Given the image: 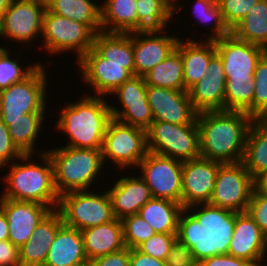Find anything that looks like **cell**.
<instances>
[{
  "instance_id": "6da1fadb",
  "label": "cell",
  "mask_w": 267,
  "mask_h": 266,
  "mask_svg": "<svg viewBox=\"0 0 267 266\" xmlns=\"http://www.w3.org/2000/svg\"><path fill=\"white\" fill-rule=\"evenodd\" d=\"M235 214L209 203L184 208L178 219L177 240L185 244L199 262L227 254L234 232Z\"/></svg>"
},
{
  "instance_id": "7a4b0ae2",
  "label": "cell",
  "mask_w": 267,
  "mask_h": 266,
  "mask_svg": "<svg viewBox=\"0 0 267 266\" xmlns=\"http://www.w3.org/2000/svg\"><path fill=\"white\" fill-rule=\"evenodd\" d=\"M253 118L243 111H204L197 115L200 157L221 163L241 162Z\"/></svg>"
},
{
  "instance_id": "3957f363",
  "label": "cell",
  "mask_w": 267,
  "mask_h": 266,
  "mask_svg": "<svg viewBox=\"0 0 267 266\" xmlns=\"http://www.w3.org/2000/svg\"><path fill=\"white\" fill-rule=\"evenodd\" d=\"M37 152L38 162L41 159L42 164L32 160L36 158V153H27L22 154L17 161L10 163L11 165L7 164L0 169L9 166V172L2 180L6 186L0 198L34 202L55 210L60 196L54 185L53 165L46 150Z\"/></svg>"
},
{
  "instance_id": "277c9868",
  "label": "cell",
  "mask_w": 267,
  "mask_h": 266,
  "mask_svg": "<svg viewBox=\"0 0 267 266\" xmlns=\"http://www.w3.org/2000/svg\"><path fill=\"white\" fill-rule=\"evenodd\" d=\"M82 99L69 102L59 112L54 126L67 136L65 146L102 150L103 139L112 119L109 98L83 94ZM107 99V100H106Z\"/></svg>"
},
{
  "instance_id": "5b68a950",
  "label": "cell",
  "mask_w": 267,
  "mask_h": 266,
  "mask_svg": "<svg viewBox=\"0 0 267 266\" xmlns=\"http://www.w3.org/2000/svg\"><path fill=\"white\" fill-rule=\"evenodd\" d=\"M53 165L54 185L59 196L93 189L105 163L102 150L68 146L46 149ZM92 187V188H90Z\"/></svg>"
},
{
  "instance_id": "8992f818",
  "label": "cell",
  "mask_w": 267,
  "mask_h": 266,
  "mask_svg": "<svg viewBox=\"0 0 267 266\" xmlns=\"http://www.w3.org/2000/svg\"><path fill=\"white\" fill-rule=\"evenodd\" d=\"M43 63L24 80L0 90V119L8 127L9 120H17L28 113H46L47 79L49 72Z\"/></svg>"
},
{
  "instance_id": "52a82bcc",
  "label": "cell",
  "mask_w": 267,
  "mask_h": 266,
  "mask_svg": "<svg viewBox=\"0 0 267 266\" xmlns=\"http://www.w3.org/2000/svg\"><path fill=\"white\" fill-rule=\"evenodd\" d=\"M72 191L59 197L57 210L63 224L78 230L102 225L115 219L107 190Z\"/></svg>"
},
{
  "instance_id": "ba28073f",
  "label": "cell",
  "mask_w": 267,
  "mask_h": 266,
  "mask_svg": "<svg viewBox=\"0 0 267 266\" xmlns=\"http://www.w3.org/2000/svg\"><path fill=\"white\" fill-rule=\"evenodd\" d=\"M42 47L49 53L57 55L75 51L78 62L91 48L95 33L86 25L56 13L44 11Z\"/></svg>"
},
{
  "instance_id": "9c48e42d",
  "label": "cell",
  "mask_w": 267,
  "mask_h": 266,
  "mask_svg": "<svg viewBox=\"0 0 267 266\" xmlns=\"http://www.w3.org/2000/svg\"><path fill=\"white\" fill-rule=\"evenodd\" d=\"M146 132L149 152L181 162L200 157L197 121L194 124L186 125L153 121Z\"/></svg>"
},
{
  "instance_id": "30bf717a",
  "label": "cell",
  "mask_w": 267,
  "mask_h": 266,
  "mask_svg": "<svg viewBox=\"0 0 267 266\" xmlns=\"http://www.w3.org/2000/svg\"><path fill=\"white\" fill-rule=\"evenodd\" d=\"M148 152L145 129L124 124L113 118L109 121L102 146L105 165L108 162L106 160L110 159V163L113 162L114 167H117L116 170H135Z\"/></svg>"
},
{
  "instance_id": "8fae6325",
  "label": "cell",
  "mask_w": 267,
  "mask_h": 266,
  "mask_svg": "<svg viewBox=\"0 0 267 266\" xmlns=\"http://www.w3.org/2000/svg\"><path fill=\"white\" fill-rule=\"evenodd\" d=\"M253 189L254 179L242 161L221 163L209 204L236 213L246 212Z\"/></svg>"
},
{
  "instance_id": "7c38bea8",
  "label": "cell",
  "mask_w": 267,
  "mask_h": 266,
  "mask_svg": "<svg viewBox=\"0 0 267 266\" xmlns=\"http://www.w3.org/2000/svg\"><path fill=\"white\" fill-rule=\"evenodd\" d=\"M45 9V0H12L0 21V37L25 44L27 49L41 38Z\"/></svg>"
},
{
  "instance_id": "4fadbf2b",
  "label": "cell",
  "mask_w": 267,
  "mask_h": 266,
  "mask_svg": "<svg viewBox=\"0 0 267 266\" xmlns=\"http://www.w3.org/2000/svg\"><path fill=\"white\" fill-rule=\"evenodd\" d=\"M75 63L79 67L81 81L92 87L93 96H110L120 85L135 76L134 63L109 62L93 48Z\"/></svg>"
},
{
  "instance_id": "5bb4252c",
  "label": "cell",
  "mask_w": 267,
  "mask_h": 266,
  "mask_svg": "<svg viewBox=\"0 0 267 266\" xmlns=\"http://www.w3.org/2000/svg\"><path fill=\"white\" fill-rule=\"evenodd\" d=\"M182 166L179 160L148 152L136 170L153 197L181 203Z\"/></svg>"
},
{
  "instance_id": "9a60e30c",
  "label": "cell",
  "mask_w": 267,
  "mask_h": 266,
  "mask_svg": "<svg viewBox=\"0 0 267 266\" xmlns=\"http://www.w3.org/2000/svg\"><path fill=\"white\" fill-rule=\"evenodd\" d=\"M226 83H245L253 79L256 65L267 52L263 47L236 38L232 33L214 40Z\"/></svg>"
},
{
  "instance_id": "2e32d148",
  "label": "cell",
  "mask_w": 267,
  "mask_h": 266,
  "mask_svg": "<svg viewBox=\"0 0 267 266\" xmlns=\"http://www.w3.org/2000/svg\"><path fill=\"white\" fill-rule=\"evenodd\" d=\"M146 88L144 77L133 76L113 91L110 96L115 95L118 98L117 104L121 108L109 104L112 118L147 130L154 118L147 101Z\"/></svg>"
},
{
  "instance_id": "e0dca14e",
  "label": "cell",
  "mask_w": 267,
  "mask_h": 266,
  "mask_svg": "<svg viewBox=\"0 0 267 266\" xmlns=\"http://www.w3.org/2000/svg\"><path fill=\"white\" fill-rule=\"evenodd\" d=\"M146 96L154 121L177 125L194 124L198 112L194 109L188 91L147 85Z\"/></svg>"
},
{
  "instance_id": "ac0fdd59",
  "label": "cell",
  "mask_w": 267,
  "mask_h": 266,
  "mask_svg": "<svg viewBox=\"0 0 267 266\" xmlns=\"http://www.w3.org/2000/svg\"><path fill=\"white\" fill-rule=\"evenodd\" d=\"M221 162L203 157L183 162L181 205L209 203Z\"/></svg>"
},
{
  "instance_id": "d6986e66",
  "label": "cell",
  "mask_w": 267,
  "mask_h": 266,
  "mask_svg": "<svg viewBox=\"0 0 267 266\" xmlns=\"http://www.w3.org/2000/svg\"><path fill=\"white\" fill-rule=\"evenodd\" d=\"M0 209L8 221V240L18 248L29 240L40 221L51 211L43 204L7 198H0Z\"/></svg>"
},
{
  "instance_id": "ffe728a7",
  "label": "cell",
  "mask_w": 267,
  "mask_h": 266,
  "mask_svg": "<svg viewBox=\"0 0 267 266\" xmlns=\"http://www.w3.org/2000/svg\"><path fill=\"white\" fill-rule=\"evenodd\" d=\"M206 72V75L188 90L192 105L198 113L225 110L227 79L222 60L217 53L210 59Z\"/></svg>"
},
{
  "instance_id": "44dd1931",
  "label": "cell",
  "mask_w": 267,
  "mask_h": 266,
  "mask_svg": "<svg viewBox=\"0 0 267 266\" xmlns=\"http://www.w3.org/2000/svg\"><path fill=\"white\" fill-rule=\"evenodd\" d=\"M164 33H133L135 76L144 77L176 49L181 37Z\"/></svg>"
},
{
  "instance_id": "7402d4cb",
  "label": "cell",
  "mask_w": 267,
  "mask_h": 266,
  "mask_svg": "<svg viewBox=\"0 0 267 266\" xmlns=\"http://www.w3.org/2000/svg\"><path fill=\"white\" fill-rule=\"evenodd\" d=\"M266 235L247 212L235 214V224L228 253L260 266L263 259Z\"/></svg>"
},
{
  "instance_id": "603a6c76",
  "label": "cell",
  "mask_w": 267,
  "mask_h": 266,
  "mask_svg": "<svg viewBox=\"0 0 267 266\" xmlns=\"http://www.w3.org/2000/svg\"><path fill=\"white\" fill-rule=\"evenodd\" d=\"M137 175V176H136ZM120 177L111 187L107 186L114 217L138 214L141 207L153 196L145 181L138 175ZM110 188V189H109Z\"/></svg>"
},
{
  "instance_id": "cb8c5ba5",
  "label": "cell",
  "mask_w": 267,
  "mask_h": 266,
  "mask_svg": "<svg viewBox=\"0 0 267 266\" xmlns=\"http://www.w3.org/2000/svg\"><path fill=\"white\" fill-rule=\"evenodd\" d=\"M63 225L60 212L51 210L37 225L29 240L19 248L20 266H44L50 246Z\"/></svg>"
},
{
  "instance_id": "d4e9b609",
  "label": "cell",
  "mask_w": 267,
  "mask_h": 266,
  "mask_svg": "<svg viewBox=\"0 0 267 266\" xmlns=\"http://www.w3.org/2000/svg\"><path fill=\"white\" fill-rule=\"evenodd\" d=\"M179 39L176 49L183 61L185 91L201 80L207 71L210 59L216 54L214 40Z\"/></svg>"
},
{
  "instance_id": "484cf974",
  "label": "cell",
  "mask_w": 267,
  "mask_h": 266,
  "mask_svg": "<svg viewBox=\"0 0 267 266\" xmlns=\"http://www.w3.org/2000/svg\"><path fill=\"white\" fill-rule=\"evenodd\" d=\"M84 251L89 261L122 250L124 242L122 220L81 230Z\"/></svg>"
},
{
  "instance_id": "4316f807",
  "label": "cell",
  "mask_w": 267,
  "mask_h": 266,
  "mask_svg": "<svg viewBox=\"0 0 267 266\" xmlns=\"http://www.w3.org/2000/svg\"><path fill=\"white\" fill-rule=\"evenodd\" d=\"M81 231L63 225L51 244L44 266H87Z\"/></svg>"
},
{
  "instance_id": "83f0119b",
  "label": "cell",
  "mask_w": 267,
  "mask_h": 266,
  "mask_svg": "<svg viewBox=\"0 0 267 266\" xmlns=\"http://www.w3.org/2000/svg\"><path fill=\"white\" fill-rule=\"evenodd\" d=\"M99 3L102 32L131 33L137 27L136 0H105Z\"/></svg>"
},
{
  "instance_id": "f1b7e54d",
  "label": "cell",
  "mask_w": 267,
  "mask_h": 266,
  "mask_svg": "<svg viewBox=\"0 0 267 266\" xmlns=\"http://www.w3.org/2000/svg\"><path fill=\"white\" fill-rule=\"evenodd\" d=\"M242 162L253 179L267 172V119L253 120Z\"/></svg>"
},
{
  "instance_id": "f546056e",
  "label": "cell",
  "mask_w": 267,
  "mask_h": 266,
  "mask_svg": "<svg viewBox=\"0 0 267 266\" xmlns=\"http://www.w3.org/2000/svg\"><path fill=\"white\" fill-rule=\"evenodd\" d=\"M183 209L181 203L152 197L138 214L156 233H177L178 219Z\"/></svg>"
},
{
  "instance_id": "4dcf8cb0",
  "label": "cell",
  "mask_w": 267,
  "mask_h": 266,
  "mask_svg": "<svg viewBox=\"0 0 267 266\" xmlns=\"http://www.w3.org/2000/svg\"><path fill=\"white\" fill-rule=\"evenodd\" d=\"M45 2L49 12L86 24L95 34L102 31L101 10L97 0L94 3L92 0H45Z\"/></svg>"
},
{
  "instance_id": "1f68e13d",
  "label": "cell",
  "mask_w": 267,
  "mask_h": 266,
  "mask_svg": "<svg viewBox=\"0 0 267 266\" xmlns=\"http://www.w3.org/2000/svg\"><path fill=\"white\" fill-rule=\"evenodd\" d=\"M138 15L135 34L168 33V25L174 19V12L162 0H136Z\"/></svg>"
},
{
  "instance_id": "d6a6232c",
  "label": "cell",
  "mask_w": 267,
  "mask_h": 266,
  "mask_svg": "<svg viewBox=\"0 0 267 266\" xmlns=\"http://www.w3.org/2000/svg\"><path fill=\"white\" fill-rule=\"evenodd\" d=\"M231 33L267 50V0H259L231 29Z\"/></svg>"
},
{
  "instance_id": "836d02e7",
  "label": "cell",
  "mask_w": 267,
  "mask_h": 266,
  "mask_svg": "<svg viewBox=\"0 0 267 266\" xmlns=\"http://www.w3.org/2000/svg\"><path fill=\"white\" fill-rule=\"evenodd\" d=\"M93 49L109 62L134 63L133 33L98 32Z\"/></svg>"
},
{
  "instance_id": "e575fe53",
  "label": "cell",
  "mask_w": 267,
  "mask_h": 266,
  "mask_svg": "<svg viewBox=\"0 0 267 266\" xmlns=\"http://www.w3.org/2000/svg\"><path fill=\"white\" fill-rule=\"evenodd\" d=\"M45 114L47 113H28L17 120H9V135L12 142L23 154H35L37 151L35 142H38V135L43 130V125L47 123L45 122Z\"/></svg>"
},
{
  "instance_id": "d590c367",
  "label": "cell",
  "mask_w": 267,
  "mask_h": 266,
  "mask_svg": "<svg viewBox=\"0 0 267 266\" xmlns=\"http://www.w3.org/2000/svg\"><path fill=\"white\" fill-rule=\"evenodd\" d=\"M146 85L185 90L183 76V61L180 52L175 49L162 62L153 67L144 76Z\"/></svg>"
},
{
  "instance_id": "8d00e7d4",
  "label": "cell",
  "mask_w": 267,
  "mask_h": 266,
  "mask_svg": "<svg viewBox=\"0 0 267 266\" xmlns=\"http://www.w3.org/2000/svg\"><path fill=\"white\" fill-rule=\"evenodd\" d=\"M193 1V7L191 11L193 12L194 20L200 22L201 24H212L209 26L211 34L204 36L205 40H216L231 34V29L227 26L224 21L222 12L216 0H195ZM214 22V23H213ZM214 27V28H213ZM213 31V32H212Z\"/></svg>"
},
{
  "instance_id": "74e56055",
  "label": "cell",
  "mask_w": 267,
  "mask_h": 266,
  "mask_svg": "<svg viewBox=\"0 0 267 266\" xmlns=\"http://www.w3.org/2000/svg\"><path fill=\"white\" fill-rule=\"evenodd\" d=\"M9 48L6 45L4 47L0 46V90L8 88L13 83L24 80L41 63L37 61V63H32L31 65L29 63L28 66L23 67V65H20L19 57H16L19 51H17L14 58H11L10 54H12V51Z\"/></svg>"
},
{
  "instance_id": "f35d334b",
  "label": "cell",
  "mask_w": 267,
  "mask_h": 266,
  "mask_svg": "<svg viewBox=\"0 0 267 266\" xmlns=\"http://www.w3.org/2000/svg\"><path fill=\"white\" fill-rule=\"evenodd\" d=\"M255 82L226 83L225 110L243 111L253 118Z\"/></svg>"
},
{
  "instance_id": "ab89813d",
  "label": "cell",
  "mask_w": 267,
  "mask_h": 266,
  "mask_svg": "<svg viewBox=\"0 0 267 266\" xmlns=\"http://www.w3.org/2000/svg\"><path fill=\"white\" fill-rule=\"evenodd\" d=\"M253 80V119H267V52L258 61Z\"/></svg>"
},
{
  "instance_id": "60d3db41",
  "label": "cell",
  "mask_w": 267,
  "mask_h": 266,
  "mask_svg": "<svg viewBox=\"0 0 267 266\" xmlns=\"http://www.w3.org/2000/svg\"><path fill=\"white\" fill-rule=\"evenodd\" d=\"M122 224L124 242L129 249H136L156 233L139 214L124 217Z\"/></svg>"
},
{
  "instance_id": "b9f144b4",
  "label": "cell",
  "mask_w": 267,
  "mask_h": 266,
  "mask_svg": "<svg viewBox=\"0 0 267 266\" xmlns=\"http://www.w3.org/2000/svg\"><path fill=\"white\" fill-rule=\"evenodd\" d=\"M177 233H155L148 240L140 244L137 249L153 258L165 261L173 244L177 240Z\"/></svg>"
},
{
  "instance_id": "7bdbcfd3",
  "label": "cell",
  "mask_w": 267,
  "mask_h": 266,
  "mask_svg": "<svg viewBox=\"0 0 267 266\" xmlns=\"http://www.w3.org/2000/svg\"><path fill=\"white\" fill-rule=\"evenodd\" d=\"M259 0H217L227 26L232 29Z\"/></svg>"
},
{
  "instance_id": "ee69618b",
  "label": "cell",
  "mask_w": 267,
  "mask_h": 266,
  "mask_svg": "<svg viewBox=\"0 0 267 266\" xmlns=\"http://www.w3.org/2000/svg\"><path fill=\"white\" fill-rule=\"evenodd\" d=\"M246 212L267 236V197L253 189Z\"/></svg>"
},
{
  "instance_id": "f6af8a7d",
  "label": "cell",
  "mask_w": 267,
  "mask_h": 266,
  "mask_svg": "<svg viewBox=\"0 0 267 266\" xmlns=\"http://www.w3.org/2000/svg\"><path fill=\"white\" fill-rule=\"evenodd\" d=\"M166 266H199L195 254L185 245L175 241L165 260Z\"/></svg>"
},
{
  "instance_id": "bcb514c9",
  "label": "cell",
  "mask_w": 267,
  "mask_h": 266,
  "mask_svg": "<svg viewBox=\"0 0 267 266\" xmlns=\"http://www.w3.org/2000/svg\"><path fill=\"white\" fill-rule=\"evenodd\" d=\"M22 154L12 142L8 127L0 119V169L19 159Z\"/></svg>"
},
{
  "instance_id": "7dc6e473",
  "label": "cell",
  "mask_w": 267,
  "mask_h": 266,
  "mask_svg": "<svg viewBox=\"0 0 267 266\" xmlns=\"http://www.w3.org/2000/svg\"><path fill=\"white\" fill-rule=\"evenodd\" d=\"M87 266H130V249L125 247L120 251L93 259Z\"/></svg>"
},
{
  "instance_id": "c3c4849f",
  "label": "cell",
  "mask_w": 267,
  "mask_h": 266,
  "mask_svg": "<svg viewBox=\"0 0 267 266\" xmlns=\"http://www.w3.org/2000/svg\"><path fill=\"white\" fill-rule=\"evenodd\" d=\"M0 266H20L19 248L11 241H0Z\"/></svg>"
},
{
  "instance_id": "681fc988",
  "label": "cell",
  "mask_w": 267,
  "mask_h": 266,
  "mask_svg": "<svg viewBox=\"0 0 267 266\" xmlns=\"http://www.w3.org/2000/svg\"><path fill=\"white\" fill-rule=\"evenodd\" d=\"M199 266H254L251 262L236 258L229 254L209 257L200 262Z\"/></svg>"
},
{
  "instance_id": "f907efd6",
  "label": "cell",
  "mask_w": 267,
  "mask_h": 266,
  "mask_svg": "<svg viewBox=\"0 0 267 266\" xmlns=\"http://www.w3.org/2000/svg\"><path fill=\"white\" fill-rule=\"evenodd\" d=\"M130 266H166V264L165 261L153 258L136 248L130 249Z\"/></svg>"
},
{
  "instance_id": "816d5d0a",
  "label": "cell",
  "mask_w": 267,
  "mask_h": 266,
  "mask_svg": "<svg viewBox=\"0 0 267 266\" xmlns=\"http://www.w3.org/2000/svg\"><path fill=\"white\" fill-rule=\"evenodd\" d=\"M254 189L259 194L267 197V172L262 173L254 179Z\"/></svg>"
},
{
  "instance_id": "f5cc1de1",
  "label": "cell",
  "mask_w": 267,
  "mask_h": 266,
  "mask_svg": "<svg viewBox=\"0 0 267 266\" xmlns=\"http://www.w3.org/2000/svg\"><path fill=\"white\" fill-rule=\"evenodd\" d=\"M9 238V227L6 215L0 209V241L8 240Z\"/></svg>"
},
{
  "instance_id": "db71d44e",
  "label": "cell",
  "mask_w": 267,
  "mask_h": 266,
  "mask_svg": "<svg viewBox=\"0 0 267 266\" xmlns=\"http://www.w3.org/2000/svg\"><path fill=\"white\" fill-rule=\"evenodd\" d=\"M173 12L174 14H178L179 9L182 10L183 6L179 5L178 0H162ZM179 8V9H178Z\"/></svg>"
},
{
  "instance_id": "11a10c76",
  "label": "cell",
  "mask_w": 267,
  "mask_h": 266,
  "mask_svg": "<svg viewBox=\"0 0 267 266\" xmlns=\"http://www.w3.org/2000/svg\"><path fill=\"white\" fill-rule=\"evenodd\" d=\"M11 1L12 0H0V21L2 19V16L4 15V12L10 6Z\"/></svg>"
},
{
  "instance_id": "9f6ffc18",
  "label": "cell",
  "mask_w": 267,
  "mask_h": 266,
  "mask_svg": "<svg viewBox=\"0 0 267 266\" xmlns=\"http://www.w3.org/2000/svg\"><path fill=\"white\" fill-rule=\"evenodd\" d=\"M265 256L267 257V236H266V239H265V247H264V252H263V259H262V262H261L260 266H267V265L264 264L265 263L264 261H266L265 260L266 259Z\"/></svg>"
}]
</instances>
